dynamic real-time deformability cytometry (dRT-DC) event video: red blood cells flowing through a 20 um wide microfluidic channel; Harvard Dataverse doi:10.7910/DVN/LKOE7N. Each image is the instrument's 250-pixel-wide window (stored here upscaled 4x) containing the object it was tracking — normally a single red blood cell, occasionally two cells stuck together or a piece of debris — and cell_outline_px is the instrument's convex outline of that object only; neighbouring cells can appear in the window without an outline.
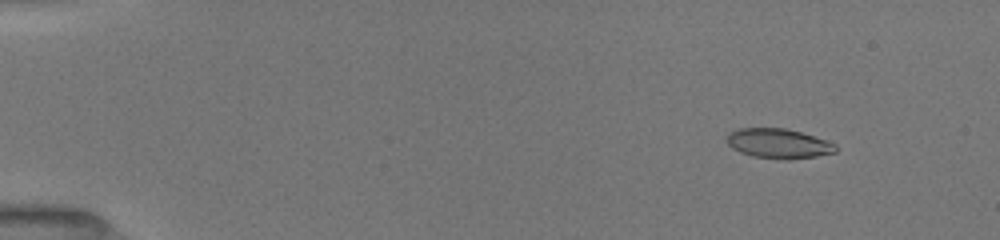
{"species": "common noctule bat (a hibernating species)", "species_latin": "Nyctalus noctula", "temperature_condition": "room temperature", "stored_images_in_passage": 27, "camera_frame_rate_fps": 3000, "um_per_image_px": 0.085, "animal": {"sex": "female", "body_mass_g": 19.5, "forearm_length_mm": 54.1}, "frame": {"image": 1, "passage_image": 4, "time_ms": 1.667, "image_size_px": [1000, 240], "cell_outline_px": [[836, 152], [816, 156], [788, 160], [784, 160], [752, 156], [740, 152], [732, 148], [724, 140], [728, 132], [740, 128], [784, 128], [800, 132], [828, 140], [836, 144]], "centroid_in_image_um": [66.14, 12.2], "position_along_channel_um": 18.9, "area_um2": 19.07}}
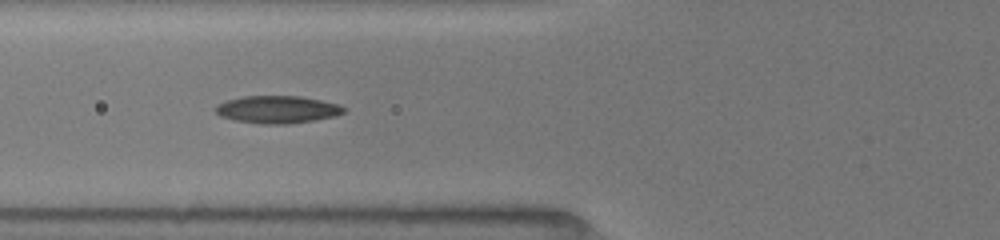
{"frame": {"image": 2, "passage_image": 14, "time_ms": 6.667, "image_size_px": [1000, 240], "cell_outline_px": [[348, 108], [344, 112], [332, 116], [316, 120], [288, 124], [260, 124], [236, 120], [220, 116], [212, 108], [216, 104], [228, 100], [244, 96], [300, 96], [340, 104]], "centroid_in_image_um": [23.57, 9.3], "position_along_channel_um": 102.2, "area_um2": 20.63}}
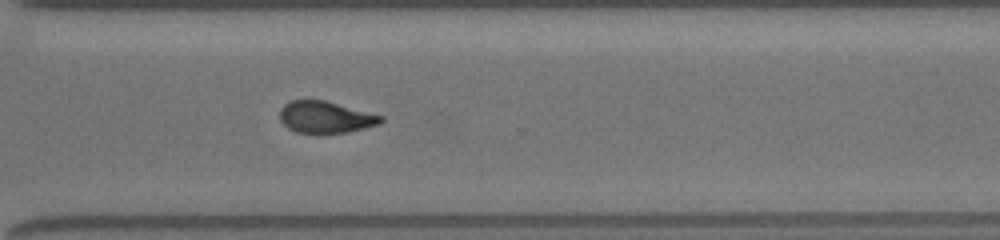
{"frame": {"image": 3, "passage_image": 27, "time_ms": 12.667, "image_size_px": [1000, 240], "cell_outline_px": [[384, 120], [380, 124], [348, 132], [296, 132], [288, 128], [280, 120], [280, 108], [284, 104], [292, 100], [324, 100], [384, 116]], "centroid_in_image_um": [27.67, 9.94], "position_along_channel_um": 342.9, "area_um2": 18.5}}